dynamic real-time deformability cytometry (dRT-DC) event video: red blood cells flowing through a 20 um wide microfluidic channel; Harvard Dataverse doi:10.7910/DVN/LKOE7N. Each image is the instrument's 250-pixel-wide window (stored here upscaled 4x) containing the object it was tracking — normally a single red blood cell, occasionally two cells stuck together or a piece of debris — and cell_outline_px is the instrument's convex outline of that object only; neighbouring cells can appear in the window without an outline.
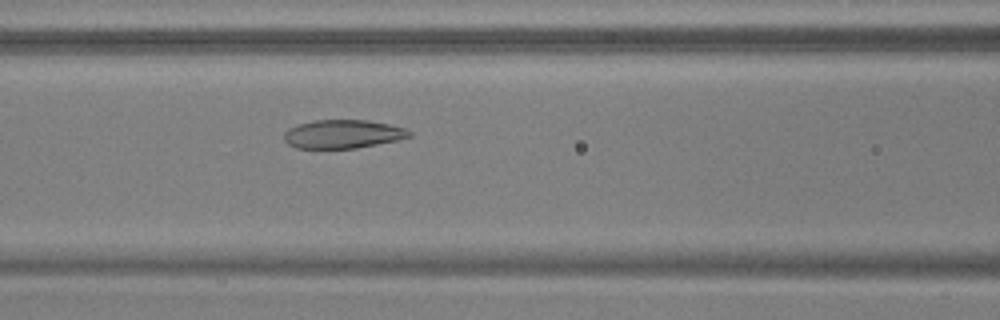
{"species": "common noctule bat (a hibernating species)", "species_latin": "Nyctalus noctula", "temperature_condition": "warm", "stored_images_in_passage": 40, "camera_frame_rate_fps": 3000, "um_per_image_px": 0.085, "animal": {"sex": "male", "body_mass_g": 17.9, "forearm_length_mm": 54.2}, "frame": {"image": 1, "passage_image": 10, "time_ms": 3.0, "image_size_px": [1000, 320], "cell_outline_px": [[412, 136], [396, 140], [356, 148], [296, 148], [288, 144], [284, 140], [284, 132], [288, 128], [296, 124], [312, 120], [368, 120], [388, 124], [404, 128], [412, 132]], "centroid_in_image_um": [29.1, 11.39], "position_along_channel_um": 137.5, "area_um2": 20.87}}
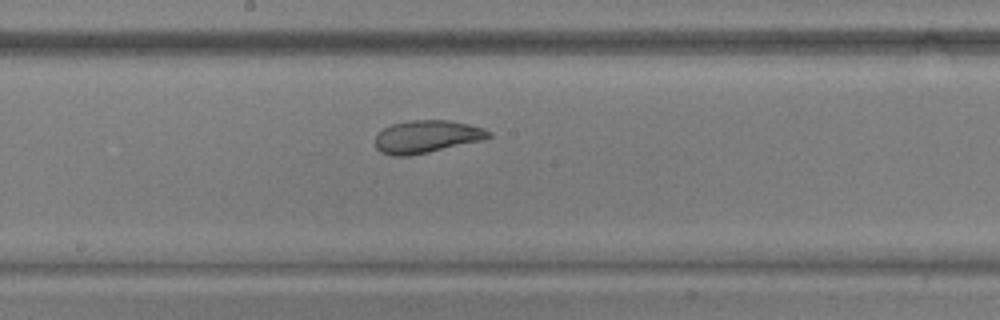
{"frame": {"image": 2, "passage_image": 16, "time_ms": 5.0, "image_size_px": [1000, 320], "cell_outline_px": [[492, 136], [484, 140], [428, 152], [408, 156], [392, 156], [380, 152], [376, 148], [376, 136], [384, 128], [392, 124], [412, 120], [448, 120], [468, 124], [484, 128], [492, 132]], "centroid_in_image_um": [36.3, 11.62], "position_along_channel_um": 211.9, "area_um2": 21.56}}
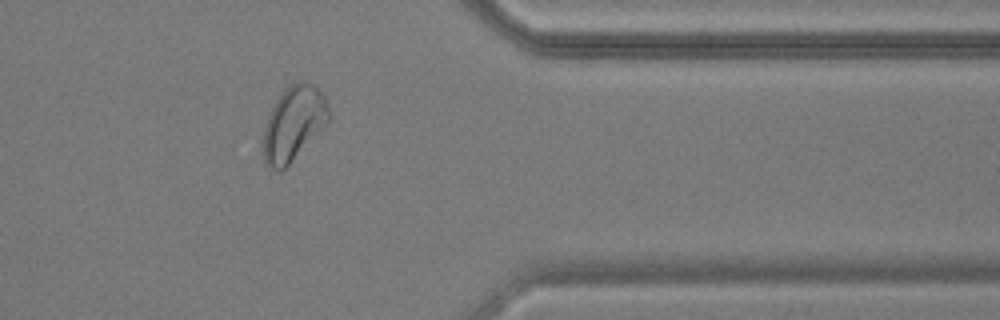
{"frame": {"image": 3, "passage_image": 31, "time_ms": 10.0, "image_size_px": [1000, 320], "cell_outline_px": [[328, 124], [280, 172], [272, 168], [264, 160], [264, 128], [268, 116], [276, 100], [296, 80], [308, 80], [320, 88], [328, 104]], "centroid_in_image_um": [24.99, 10.45], "position_along_channel_um": 386.4, "area_um2": 28.09}, "authors_computed_cell_mechanics": {"area_um2": 22.542, "velocity_mm_per_s": 3.7248, "shape_relaxation_time_tau1_ms": 3.84, "shape_relaxation_time_tau2_ms": 1.4013, "deformation_change_tau1": 0.1196, "deformation_change_tau2": 0.0624}}